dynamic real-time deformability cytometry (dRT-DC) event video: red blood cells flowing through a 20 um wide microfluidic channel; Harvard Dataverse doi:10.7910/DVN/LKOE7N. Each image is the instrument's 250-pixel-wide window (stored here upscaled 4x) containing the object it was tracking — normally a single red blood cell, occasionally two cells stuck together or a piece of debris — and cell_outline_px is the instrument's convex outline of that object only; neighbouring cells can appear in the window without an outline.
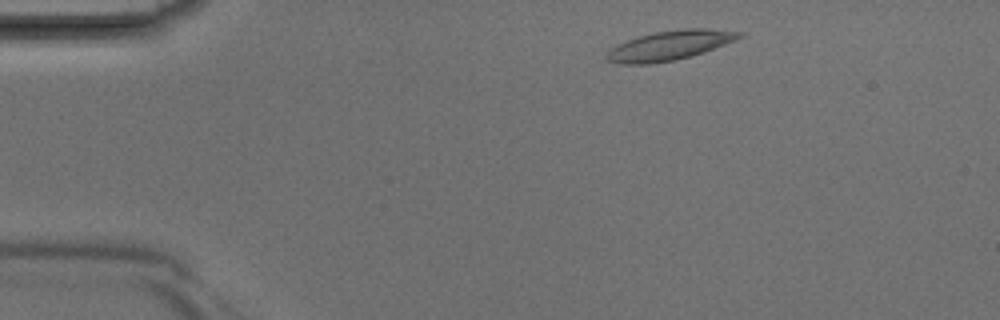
{"species": "Egyptian fruit bat (a non-hibernating species)", "species_latin": "Rousettus aegyptiacus", "temperature_condition": "room temperature", "stored_images_in_passage": 38, "camera_frame_rate_fps": 3000, "um_per_image_px": 0.085, "animal": {"sex": "male"}, "frame": {"image": 1, "passage_image": 3, "time_ms": 0.667, "image_size_px": [1000, 320], "cell_outline_px": [[744, 36], [704, 52], [692, 56], [672, 60], [648, 64], [620, 64], [608, 60], [604, 56], [616, 44], [640, 36], [656, 32], [684, 28], [704, 28], [744, 32]], "centroid_in_image_um": [56.93, 3.86], "position_along_channel_um": 28.1, "area_um2": 22.54}}
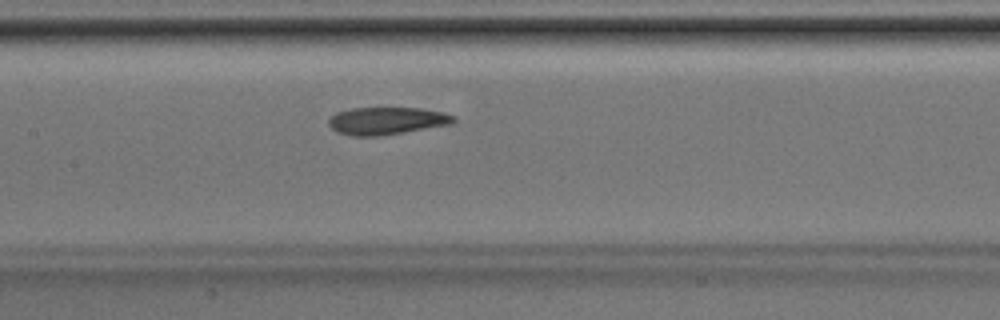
{"frame": {"image": 2, "passage_image": 16, "time_ms": 5.0, "image_size_px": [1000, 320], "cell_outline_px": [[456, 120], [448, 124], [404, 132], [380, 136], [352, 136], [336, 132], [328, 124], [328, 120], [336, 112], [352, 108], [420, 108], [444, 112], [456, 116]], "centroid_in_image_um": [32.84, 10.27], "position_along_channel_um": 174.6, "area_um2": 19.94}}
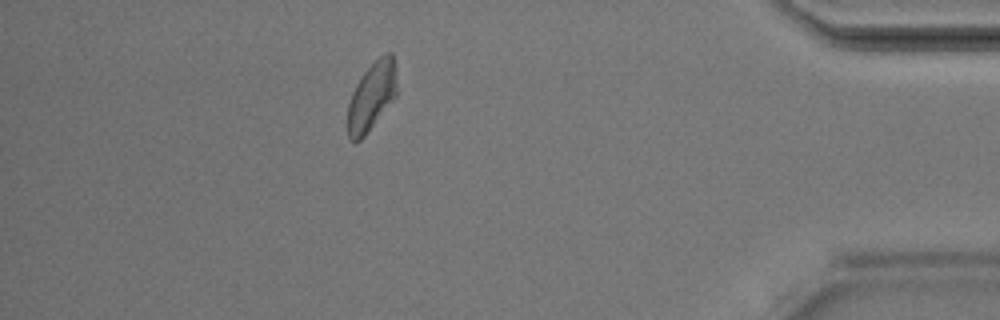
{"frame": {"image": 3, "passage_image": 33, "time_ms": 10.667, "image_size_px": [1000, 320], "cell_outline_px": [[396, 96], [364, 136], [360, 140], [348, 140], [348, 104], [352, 92], [356, 84], [364, 72], [380, 56], [388, 52], [392, 52], [396, 84]], "centroid_in_image_um": [31.57, 8.2], "position_along_channel_um": 403.6, "area_um2": 19.07}}